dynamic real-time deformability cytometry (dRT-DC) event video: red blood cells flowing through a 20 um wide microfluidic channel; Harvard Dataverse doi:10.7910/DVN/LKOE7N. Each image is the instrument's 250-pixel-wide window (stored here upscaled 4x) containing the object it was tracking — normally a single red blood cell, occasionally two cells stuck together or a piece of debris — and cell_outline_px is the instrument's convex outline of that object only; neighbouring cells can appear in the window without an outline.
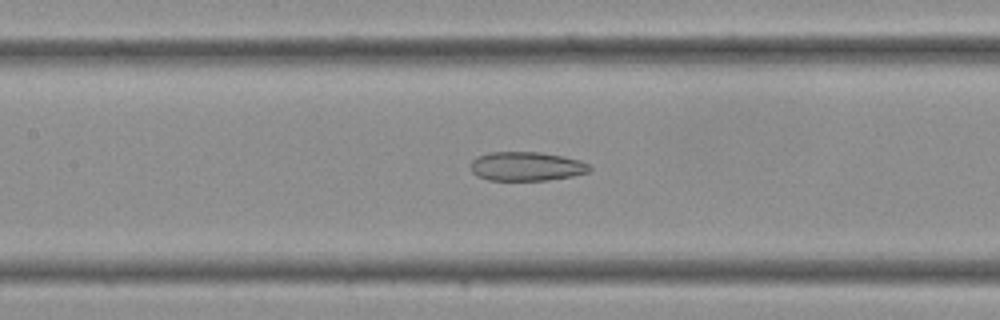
{"species": "Egyptian fruit bat (a non-hibernating species)", "species_latin": "Rousettus aegyptiacus", "temperature_condition": "cold", "stored_images_in_passage": 36, "camera_frame_rate_fps": 3000, "um_per_image_px": 0.085, "frame": {"image": 1, "passage_image": 16, "time_ms": 5.0, "image_size_px": [1000, 320], "cell_outline_px": [[592, 168], [588, 172], [572, 176], [548, 180], [488, 180], [476, 176], [472, 172], [472, 160], [476, 156], [488, 152], [540, 152], [564, 156], [580, 160], [588, 164]], "centroid_in_image_um": [44.74, 14.13], "position_along_channel_um": 162.7, "area_um2": 20.23}}
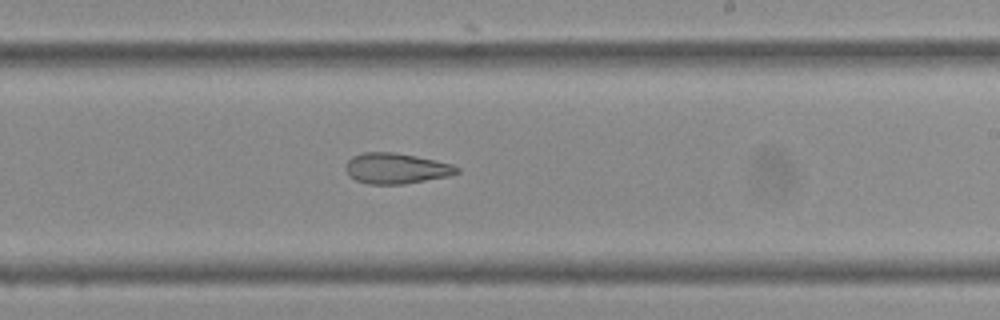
{"frame": {"image": 2, "passage_image": 21, "time_ms": 6.667, "image_size_px": [1000, 320], "cell_outline_px": [[460, 172], [448, 176], [404, 184], [368, 184], [356, 180], [348, 176], [344, 168], [348, 160], [352, 156], [364, 152], [396, 152], [436, 160], [452, 164], [460, 168]], "centroid_in_image_um": [33.65, 14.31], "position_along_channel_um": 255.3, "area_um2": 20.0}}
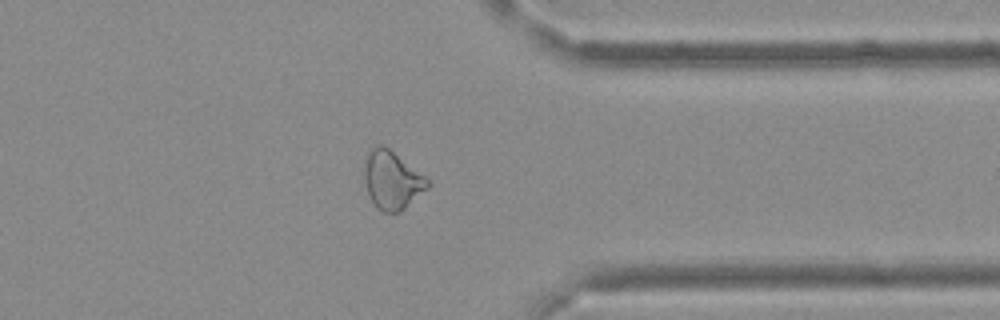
{"frame": {"image": 3, "passage_image": 28, "time_ms": 9.0, "image_size_px": [1000, 320], "cell_outline_px": [[432, 184], [428, 188], [400, 212], [384, 212], [376, 208], [368, 192], [364, 180], [364, 168], [368, 152], [372, 148], [380, 144], [388, 148], [432, 180]], "centroid_in_image_um": [33.36, 15.31], "position_along_channel_um": 378.0, "area_um2": 21.44}}